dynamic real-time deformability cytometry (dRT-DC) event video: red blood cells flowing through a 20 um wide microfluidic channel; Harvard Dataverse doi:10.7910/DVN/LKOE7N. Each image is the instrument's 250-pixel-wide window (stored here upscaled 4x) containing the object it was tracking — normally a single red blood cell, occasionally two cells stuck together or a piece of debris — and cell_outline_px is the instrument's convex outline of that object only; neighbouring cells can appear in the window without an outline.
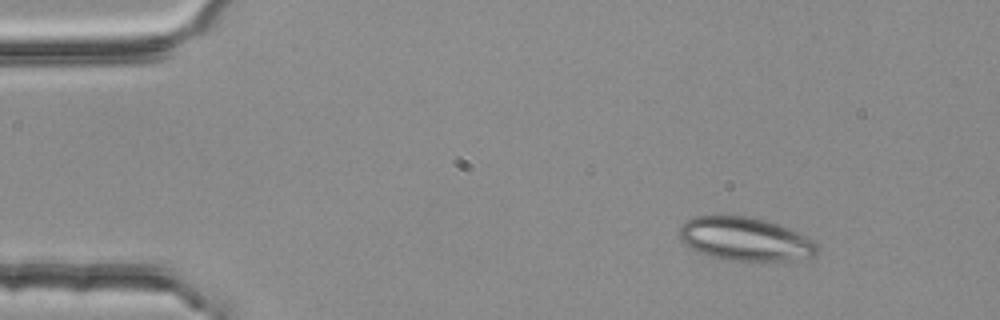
{"species": "common noctule bat (a hibernating species)", "species_latin": "Nyctalus noctula", "temperature_condition": "room temperature", "stored_images_in_passage": 3, "camera_frame_rate_fps": 3000, "um_per_image_px": 0.085, "animal": {"sex": "female", "body_mass_g": 25.1}, "frame": {"image": 1, "passage_image": 1, "time_ms": 0.0, "image_size_px": [1000, 320], "cell_outline_px": [[820, 252], [816, 256], [792, 260], [728, 260], [708, 256], [684, 244], [680, 236], [680, 224], [692, 216], [748, 216], [768, 220], [780, 224], [808, 236], [820, 248]], "centroid_in_image_um": [63.38, 20.31], "position_along_channel_um": 21.6, "area_um2": 35.14}}